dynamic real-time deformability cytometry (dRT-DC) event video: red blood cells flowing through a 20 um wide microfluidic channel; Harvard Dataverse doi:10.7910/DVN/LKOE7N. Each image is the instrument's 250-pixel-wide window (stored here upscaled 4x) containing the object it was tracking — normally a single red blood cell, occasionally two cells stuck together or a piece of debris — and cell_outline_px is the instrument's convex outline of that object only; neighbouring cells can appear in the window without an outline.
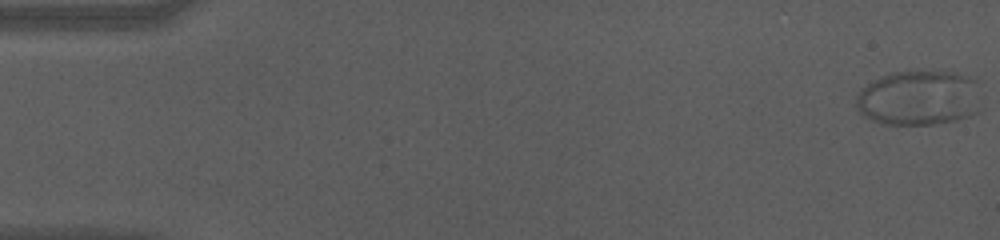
{"species": "human", "species_latin": "Homo sapiens", "temperature_condition": "cold", "stored_images_in_passage": 58, "camera_frame_rate_fps": 3000, "um_per_image_px": 0.085, "donor": {"sex": "male"}, "frame": {"image": 1, "passage_image": 1, "time_ms": 0.0, "image_size_px": [1000, 240], "cell_outline_px": [[980, 112], [956, 120], [932, 124], [880, 124], [864, 116], [860, 112], [856, 104], [856, 96], [860, 88], [872, 80], [880, 76], [892, 72], [952, 72], [972, 76], [976, 80]], "centroid_in_image_um": [78.09, 8.33], "position_along_channel_um": 6.9, "area_um2": 40.34}}
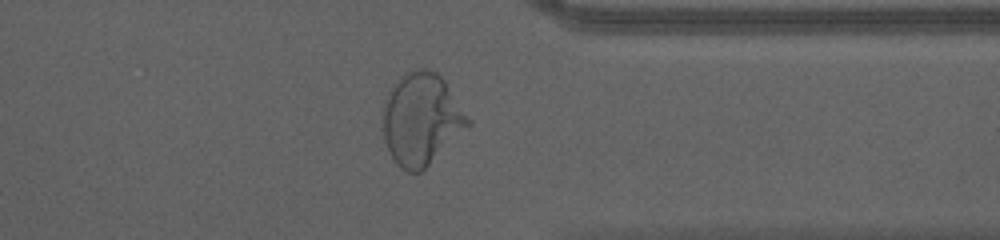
{"frame": {"image": 2, "passage_image": 46, "time_ms": 15.0, "image_size_px": [1000, 240], "cell_outline_px": [[472, 124], [420, 172], [408, 172], [400, 168], [392, 160], [384, 140], [384, 100], [392, 84], [400, 76], [408, 72], [420, 68], [428, 68], [436, 72], [444, 80], [472, 120]], "centroid_in_image_um": [35.82, 10.12], "position_along_channel_um": 375.6, "area_um2": 45.6}}
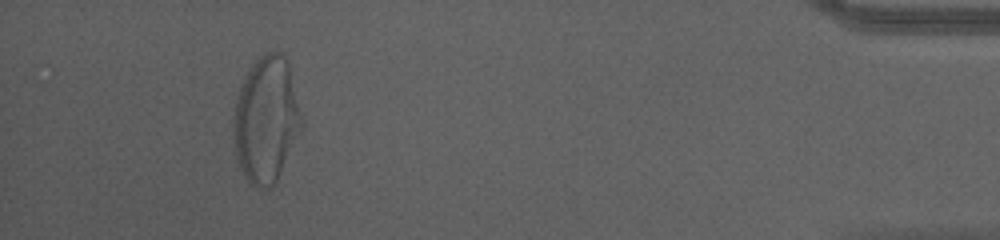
{"frame": {"image": 3, "passage_image": 54, "time_ms": 17.667, "image_size_px": [1000, 240], "cell_outline_px": [[304, 128], [276, 180], [268, 188], [256, 188], [244, 176], [236, 160], [232, 132], [232, 124], [236, 100], [240, 84], [244, 76], [252, 64], [264, 52], [280, 52], [288, 60], [304, 120]], "centroid_in_image_um": [22.64, 10.15], "position_along_channel_um": 412.6, "area_um2": 50.86}, "authors_computed_cell_mechanics": {"area_um2": 40.1421, "velocity_mm_per_s": 3.5245, "shape_relaxation_time_tau1_ms": 4.8078, "shape_relaxation_time_tau2_ms": null, "deformation_change_tau1": 0.2113, "deformation_change_tau2": null}}